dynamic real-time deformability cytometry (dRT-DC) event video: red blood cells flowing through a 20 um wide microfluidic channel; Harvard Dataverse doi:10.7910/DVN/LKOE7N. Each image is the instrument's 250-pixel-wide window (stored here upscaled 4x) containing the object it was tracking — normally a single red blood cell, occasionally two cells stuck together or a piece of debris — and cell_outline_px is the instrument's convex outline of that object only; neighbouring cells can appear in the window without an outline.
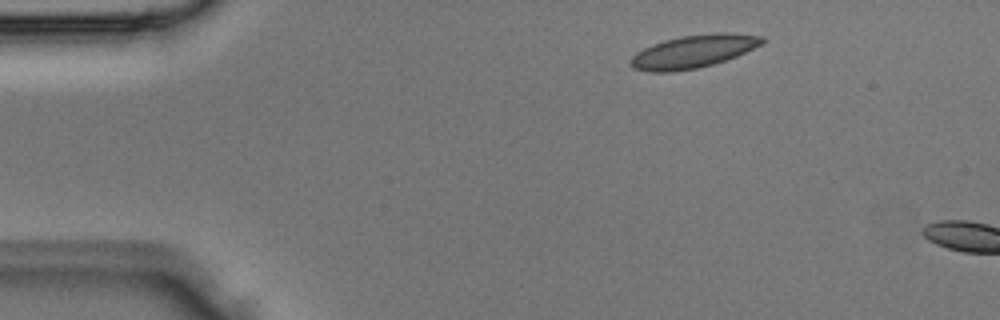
{"species": "Egyptian fruit bat (a non-hibernating species)", "species_latin": "Rousettus aegyptiacus", "temperature_condition": "room temperature", "stored_images_in_passage": 2, "camera_frame_rate_fps": 3000, "um_per_image_px": 0.085, "animal": {"sex": "male"}, "frame": {"image": 1, "passage_image": 1, "time_ms": 0.0, "image_size_px": [1000, 320], "cell_outline_px": [[768, 40], [764, 44], [736, 56], [712, 64], [696, 68], [672, 72], [648, 72], [632, 68], [628, 64], [628, 60], [636, 52], [652, 44], [664, 40], [680, 36], [716, 32], [732, 32], [764, 36]], "centroid_in_image_um": [58.95, 4.36], "position_along_channel_um": 26.1, "area_um2": 25.66}}